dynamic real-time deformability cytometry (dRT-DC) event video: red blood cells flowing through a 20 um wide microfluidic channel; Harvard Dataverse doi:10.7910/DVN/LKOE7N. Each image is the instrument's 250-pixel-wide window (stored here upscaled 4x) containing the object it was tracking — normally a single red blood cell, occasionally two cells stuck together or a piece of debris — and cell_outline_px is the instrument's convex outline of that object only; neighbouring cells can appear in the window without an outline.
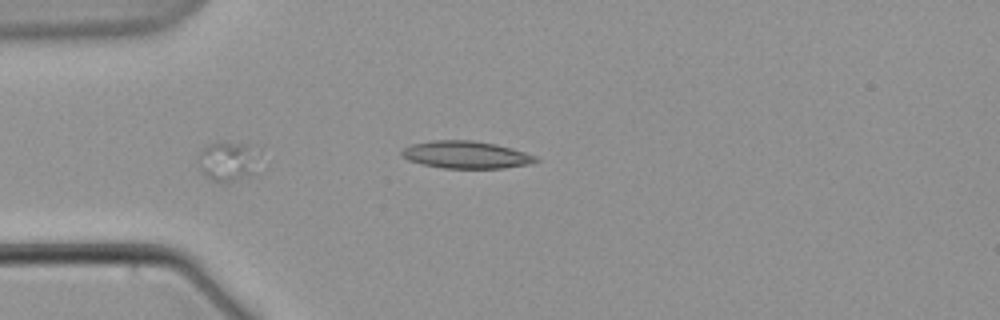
{"species": "common noctule bat (a hibernating species)", "species_latin": "Nyctalus noctula", "temperature_condition": "warm", "stored_images_in_passage": 8, "camera_frame_rate_fps": 3000, "um_per_image_px": 0.085, "animal": {"sex": "male", "body_mass_g": 21.5, "forearm_length_mm": 52.0}, "frame": {"image": 1, "passage_image": 7, "time_ms": 7.667, "image_size_px": [1000, 320], "cell_outline_px": [[252, 176], [224, 184], [212, 180], [200, 168], [200, 152], [204, 144], [248, 144], [252, 148]], "centroid_in_image_um": [19.26, 13.77], "position_along_channel_um": 65.7, "area_um2": 13.01}}
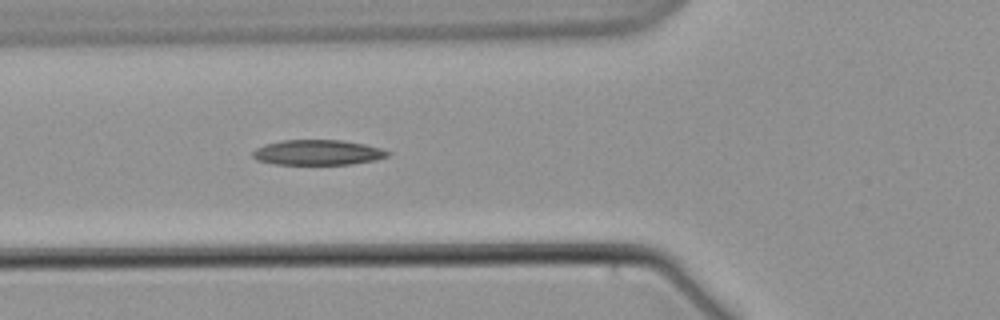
{"frame": {"image": 2, "passage_image": 8, "time_ms": 10.0, "image_size_px": [1000, 320], "cell_outline_px": [[392, 152], [388, 156], [376, 160], [352, 164], [276, 164], [256, 160], [252, 156], [252, 152], [256, 148], [264, 144], [284, 140], [340, 140], [364, 144], [380, 148]], "centroid_in_image_um": [27.01, 12.96], "position_along_channel_um": 98.8, "area_um2": 19.83}}